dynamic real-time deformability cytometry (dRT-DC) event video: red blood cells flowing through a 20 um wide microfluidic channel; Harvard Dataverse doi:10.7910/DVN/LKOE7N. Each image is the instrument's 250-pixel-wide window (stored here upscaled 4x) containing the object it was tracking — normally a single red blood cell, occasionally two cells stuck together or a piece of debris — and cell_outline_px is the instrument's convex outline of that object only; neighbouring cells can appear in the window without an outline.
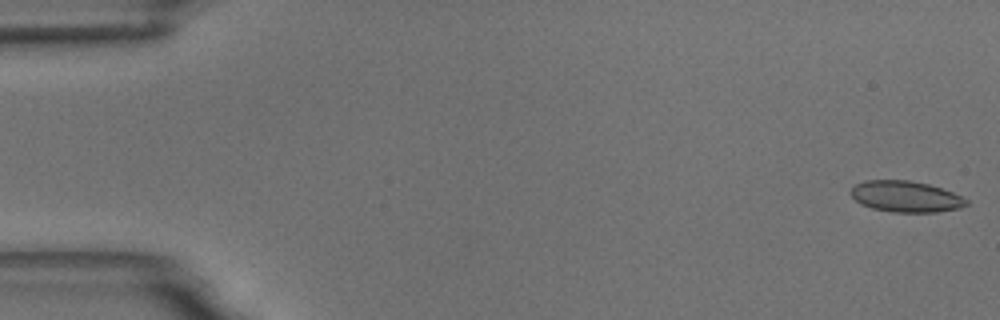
{"species": "common noctule bat (a hibernating species)", "species_latin": "Nyctalus noctula", "temperature_condition": "room temperature", "stored_images_in_passage": 55, "camera_frame_rate_fps": 3000, "um_per_image_px": 0.085, "animal": {"sex": "male", "body_mass_g": 18.8}, "frame": {"image": 1, "passage_image": 1, "time_ms": 0.0, "image_size_px": [1000, 320], "cell_outline_px": [[968, 204], [960, 208], [936, 212], [892, 212], [872, 208], [860, 204], [848, 192], [856, 184], [864, 180], [908, 180], [928, 184], [952, 192], [968, 200]], "centroid_in_image_um": [76.96, 16.71], "position_along_channel_um": 8.0, "area_um2": 20.92}}
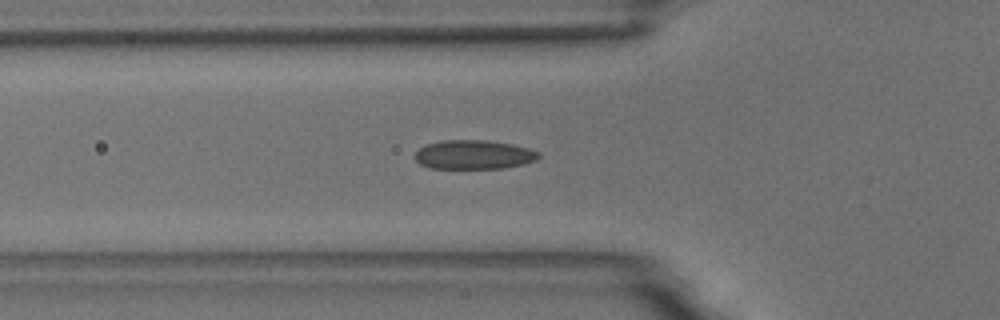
{"frame": {"image": 2, "passage_image": 19, "time_ms": 6.0, "image_size_px": [1000, 320], "cell_outline_px": [[540, 156], [536, 160], [524, 164], [504, 168], [428, 168], [420, 164], [416, 160], [416, 152], [424, 144], [440, 140], [488, 140], [512, 144], [528, 148], [540, 152]], "centroid_in_image_um": [40.27, 13.14], "position_along_channel_um": 85.5, "area_um2": 21.1}}
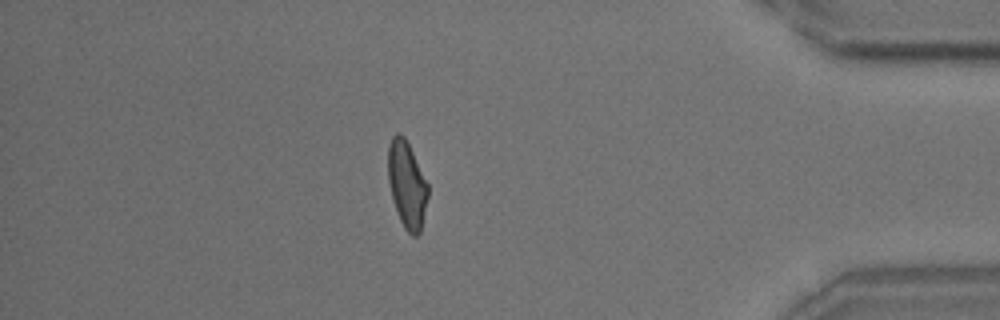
{"frame": {"image": 3, "passage_image": 48, "time_ms": 15.667, "image_size_px": [1000, 320], "cell_outline_px": [[428, 196], [420, 232], [416, 236], [412, 236], [404, 228], [400, 220], [392, 196], [388, 180], [388, 144], [392, 136], [396, 132], [400, 132], [404, 136], [428, 184]], "centroid_in_image_um": [34.58, 15.67], "position_along_channel_um": 400.6, "area_um2": 19.94}, "authors_computed_cell_mechanics": {"area_um2": 21.0392, "velocity_mm_per_s": 3.6468, "shape_relaxation_time_tau1_ms": 10.6116, "shape_relaxation_time_tau2_ms": 1.3461, "deformation_change_tau1": 0.1959, "deformation_change_tau2": 0.0841}}